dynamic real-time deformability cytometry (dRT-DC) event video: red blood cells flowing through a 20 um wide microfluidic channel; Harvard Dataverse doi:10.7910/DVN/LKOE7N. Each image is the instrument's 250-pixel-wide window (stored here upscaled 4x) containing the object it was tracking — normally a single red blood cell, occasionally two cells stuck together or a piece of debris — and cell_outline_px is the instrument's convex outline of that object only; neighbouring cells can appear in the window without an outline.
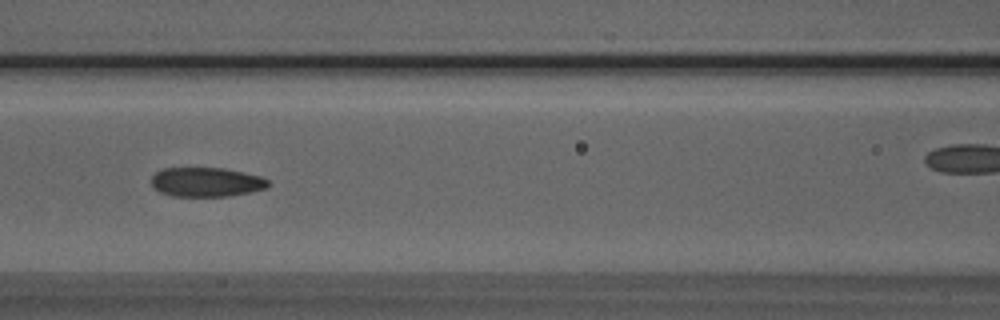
{"species": "Egyptian fruit bat (a non-hibernating species)", "species_latin": "Rousettus aegyptiacus", "temperature_condition": "room temperature", "stored_images_in_passage": 9, "camera_frame_rate_fps": 3000, "um_per_image_px": 0.085, "animal": {"sex": "male"}, "frame": {"image": 1, "passage_image": 6, "time_ms": 6.333, "image_size_px": [1000, 320], "cell_outline_px": [[268, 188], [228, 196], [172, 196], [160, 192], [152, 184], [152, 176], [156, 172], [164, 168], [224, 168], [244, 172], [260, 176], [268, 180]], "centroid_in_image_um": [17.54, 15.47], "position_along_channel_um": 149.1, "area_um2": 19.83}}
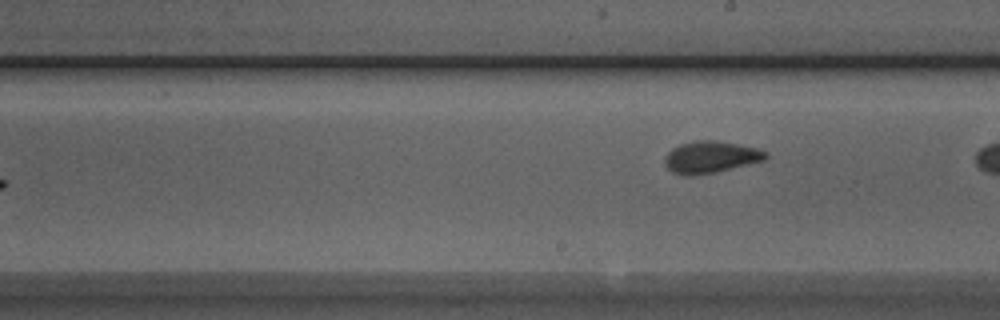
{"frame": {"image": 2, "passage_image": 9, "time_ms": 10.0, "image_size_px": [1000, 320], "cell_outline_px": [[768, 156], [764, 160], [716, 172], [692, 176], [684, 176], [672, 172], [664, 164], [664, 156], [672, 148], [680, 144], [696, 140], [712, 140], [760, 148], [768, 152]], "centroid_in_image_um": [60.38, 13.35], "position_along_channel_um": 228.6, "area_um2": 18.84}}